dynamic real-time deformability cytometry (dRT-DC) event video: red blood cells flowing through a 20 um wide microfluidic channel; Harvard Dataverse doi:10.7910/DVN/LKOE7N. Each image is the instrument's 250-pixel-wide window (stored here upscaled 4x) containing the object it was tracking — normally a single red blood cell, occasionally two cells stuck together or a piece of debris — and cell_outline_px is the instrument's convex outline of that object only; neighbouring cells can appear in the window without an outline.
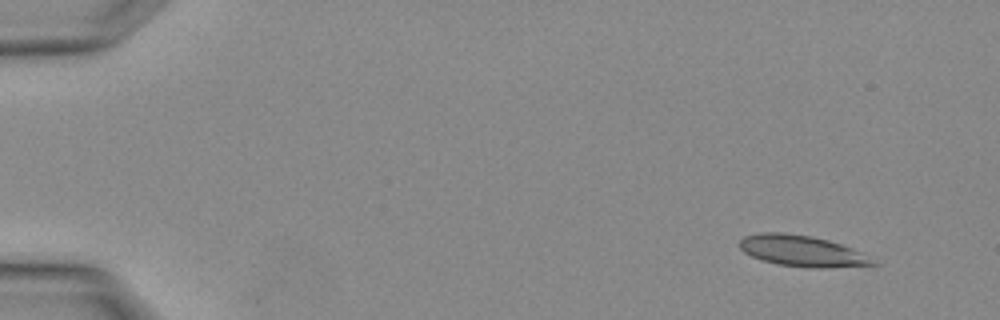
{"species": "Egyptian fruit bat (a non-hibernating species)", "species_latin": "Rousettus aegyptiacus", "temperature_condition": "warm", "stored_images_in_passage": 2, "camera_frame_rate_fps": 3000, "um_per_image_px": 0.085, "animal": {"sex": "female"}, "frame": {"image": 1, "passage_image": 1, "time_ms": 0.0, "image_size_px": [1000, 320], "cell_outline_px": [[880, 264], [820, 268], [812, 268], [776, 264], [760, 260], [744, 252], [740, 248], [740, 240], [744, 236], [760, 232], [780, 232], [812, 236], [828, 240], [852, 248], [860, 252]], "centroid_in_image_um": [68.13, 21.33], "position_along_channel_um": 16.9, "area_um2": 23.99}}